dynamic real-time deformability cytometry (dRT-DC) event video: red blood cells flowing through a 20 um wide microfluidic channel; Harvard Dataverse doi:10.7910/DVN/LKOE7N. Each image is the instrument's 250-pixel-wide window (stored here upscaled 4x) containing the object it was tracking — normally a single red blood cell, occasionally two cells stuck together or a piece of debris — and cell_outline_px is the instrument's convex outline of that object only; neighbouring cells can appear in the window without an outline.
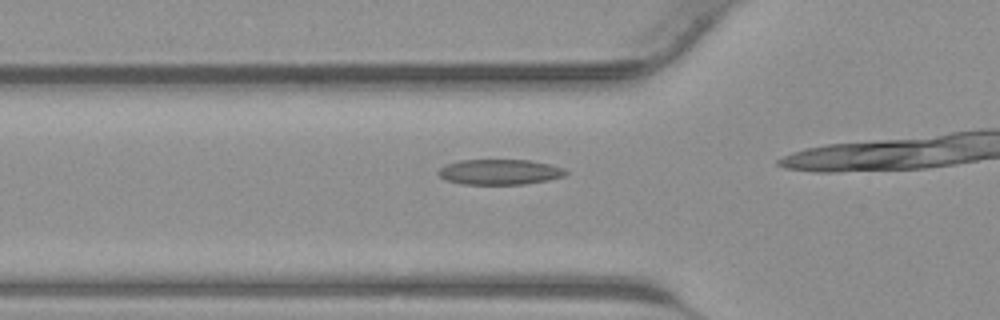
{"species": "common noctule bat (a hibernating species)", "species_latin": "Nyctalus noctula", "temperature_condition": "warm", "stored_images_in_passage": 14, "camera_frame_rate_fps": 3000, "um_per_image_px": 0.085, "animal": {"sex": "male", "body_mass_g": 23.1, "forearm_length_mm": 52.7}, "frame": {"image": 1, "passage_image": 10, "time_ms": 3.0, "image_size_px": [1000, 320], "cell_outline_px": [[568, 172], [564, 176], [548, 180], [524, 184], [460, 184], [448, 180], [440, 176], [436, 172], [440, 168], [448, 164], [460, 160], [532, 160], [552, 164], [564, 168]], "centroid_in_image_um": [42.51, 14.61], "position_along_channel_um": 83.3, "area_um2": 18.84}}